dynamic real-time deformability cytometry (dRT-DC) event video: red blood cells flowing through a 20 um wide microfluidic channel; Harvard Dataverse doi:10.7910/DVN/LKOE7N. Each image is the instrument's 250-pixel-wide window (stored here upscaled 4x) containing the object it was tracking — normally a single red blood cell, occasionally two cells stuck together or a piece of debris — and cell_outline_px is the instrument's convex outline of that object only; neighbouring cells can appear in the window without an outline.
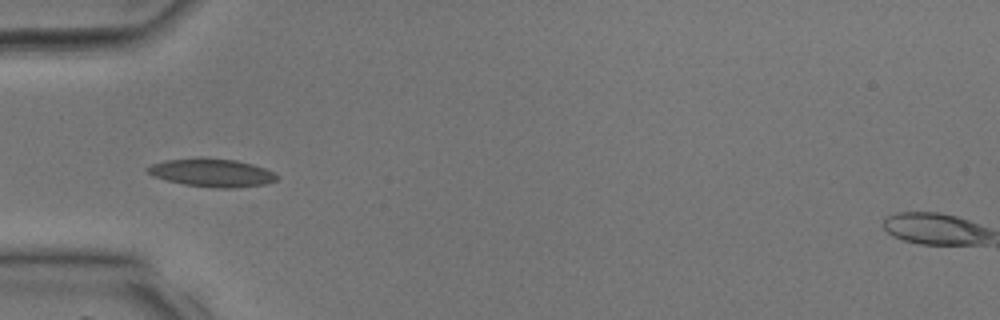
{"species": "common noctule bat (a hibernating species)", "species_latin": "Nyctalus noctula", "temperature_condition": "room temperature", "stored_images_in_passage": 27, "camera_frame_rate_fps": 3000, "um_per_image_px": 0.085, "animal": {"sex": "male", "body_mass_g": 17.9, "forearm_length_mm": 54.2}, "frame": {"image": 1, "passage_image": 1, "time_ms": 0.0, "image_size_px": [1000, 320], "cell_outline_px": [[280, 176], [276, 180], [264, 184], [232, 188], [216, 188], [184, 184], [152, 176], [144, 168], [152, 164], [164, 160], [196, 156], [204, 156], [236, 160], [252, 164], [264, 168]], "centroid_in_image_um": [17.97, 14.65], "position_along_channel_um": 67.0, "area_um2": 21.5}}
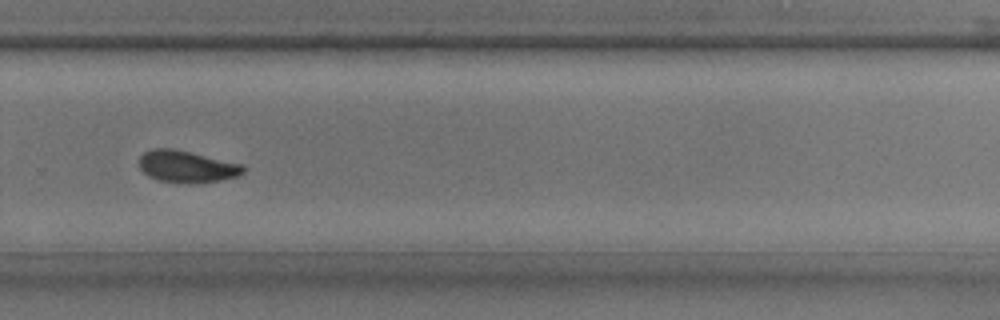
{"frame": {"image": 2, "passage_image": 15, "time_ms": 4.667, "image_size_px": [1000, 320], "cell_outline_px": [[244, 172], [236, 176], [220, 180], [196, 184], [160, 180], [148, 176], [140, 168], [140, 156], [144, 152], [152, 148], [176, 148], [240, 164], [244, 168]], "centroid_in_image_um": [15.85, 14.14], "position_along_channel_um": 314.0, "area_um2": 19.19}}
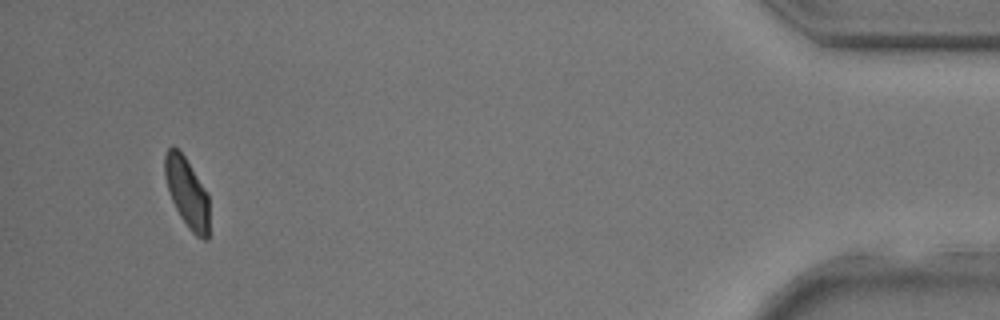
{"frame": {"image": 3, "passage_image": 25, "time_ms": 8.0, "image_size_px": [1000, 320], "cell_outline_px": [[208, 240], [204, 240], [196, 236], [188, 228], [180, 216], [172, 200], [164, 176], [164, 156], [168, 148], [172, 144], [184, 156], [208, 192]], "centroid_in_image_um": [15.89, 16.36], "position_along_channel_um": 419.3, "area_um2": 18.03}}